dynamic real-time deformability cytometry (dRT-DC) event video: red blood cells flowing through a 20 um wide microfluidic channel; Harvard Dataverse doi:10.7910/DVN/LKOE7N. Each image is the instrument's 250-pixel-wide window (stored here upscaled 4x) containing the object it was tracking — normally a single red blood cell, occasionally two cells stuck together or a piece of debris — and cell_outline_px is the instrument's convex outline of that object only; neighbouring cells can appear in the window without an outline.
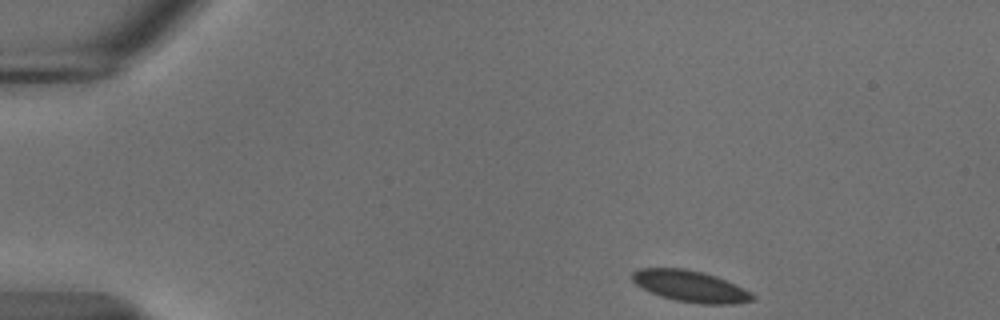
{"species": "common noctule bat (a hibernating species)", "species_latin": "Nyctalus noctula", "temperature_condition": "cold", "stored_images_in_passage": 48, "camera_frame_rate_fps": 3000, "um_per_image_px": 0.085, "animal": {"sex": "male", "body_mass_g": 18.8}, "frame": {"image": 1, "passage_image": 1, "time_ms": 0.0, "image_size_px": [1000, 320], "cell_outline_px": [[756, 300], [732, 304], [700, 304], [676, 300], [660, 296], [636, 284], [632, 280], [632, 272], [640, 268], [684, 268], [704, 272], [716, 276], [736, 284], [752, 292], [756, 296]], "centroid_in_image_um": [58.74, 24.33], "position_along_channel_um": 26.3, "area_um2": 22.08}}
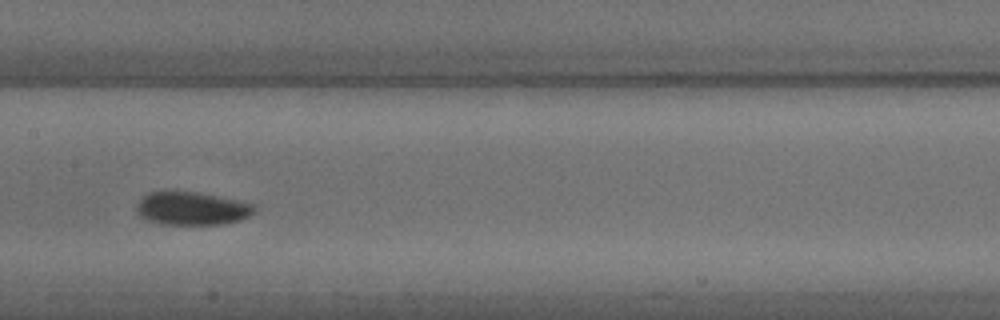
{"frame": {"image": 2, "passage_image": 21, "time_ms": 6.667, "image_size_px": [1000, 320], "cell_outline_px": [[256, 212], [240, 220], [224, 224], [160, 224], [148, 220], [140, 216], [136, 212], [136, 204], [148, 192], [196, 192], [256, 204]], "centroid_in_image_um": [16.32, 17.73], "position_along_channel_um": 191.1, "area_um2": 22.66}}
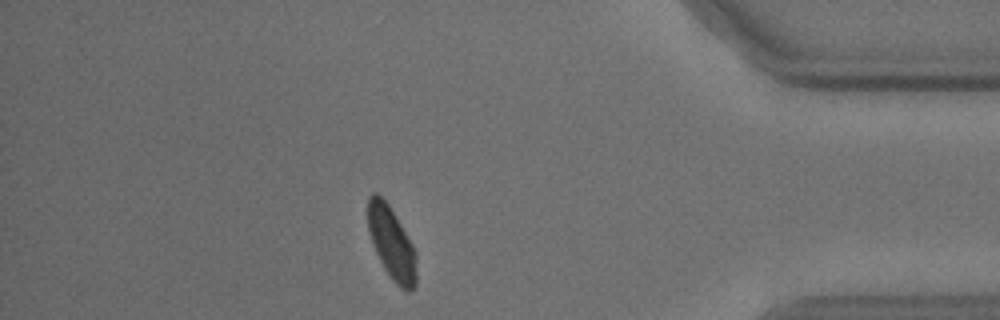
{"frame": {"image": 3, "passage_image": 41, "time_ms": 13.333, "image_size_px": [1000, 320], "cell_outline_px": [[416, 284], [412, 292], [408, 292], [400, 288], [392, 280], [384, 268], [372, 244], [368, 228], [368, 196], [372, 192], [376, 192], [388, 204], [412, 244], [416, 252]], "centroid_in_image_um": [33.29, 20.7], "position_along_channel_um": 401.9, "area_um2": 20.46}}